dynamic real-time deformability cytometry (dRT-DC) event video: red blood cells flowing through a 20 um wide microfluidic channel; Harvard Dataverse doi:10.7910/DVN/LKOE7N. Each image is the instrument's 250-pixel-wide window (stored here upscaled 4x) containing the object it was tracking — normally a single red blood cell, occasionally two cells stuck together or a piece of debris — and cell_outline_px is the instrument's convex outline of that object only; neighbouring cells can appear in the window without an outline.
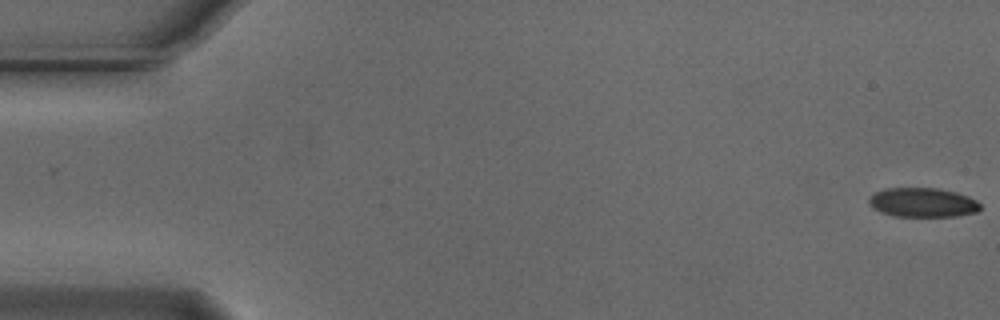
{"species": "Egyptian fruit bat (a non-hibernating species)", "species_latin": "Rousettus aegyptiacus", "temperature_condition": "cold", "stored_images_in_passage": 15, "camera_frame_rate_fps": 3000, "um_per_image_px": 0.085, "animal": {"sex": "male"}, "frame": {"image": 1, "passage_image": 1, "time_ms": 0.0, "image_size_px": [1000, 320], "cell_outline_px": [[980, 208], [976, 212], [956, 216], [896, 216], [872, 208], [868, 204], [868, 196], [884, 188], [940, 188], [956, 192], [968, 196], [976, 200], [980, 204]], "centroid_in_image_um": [78.41, 17.2], "position_along_channel_um": 6.6, "area_um2": 19.02}}